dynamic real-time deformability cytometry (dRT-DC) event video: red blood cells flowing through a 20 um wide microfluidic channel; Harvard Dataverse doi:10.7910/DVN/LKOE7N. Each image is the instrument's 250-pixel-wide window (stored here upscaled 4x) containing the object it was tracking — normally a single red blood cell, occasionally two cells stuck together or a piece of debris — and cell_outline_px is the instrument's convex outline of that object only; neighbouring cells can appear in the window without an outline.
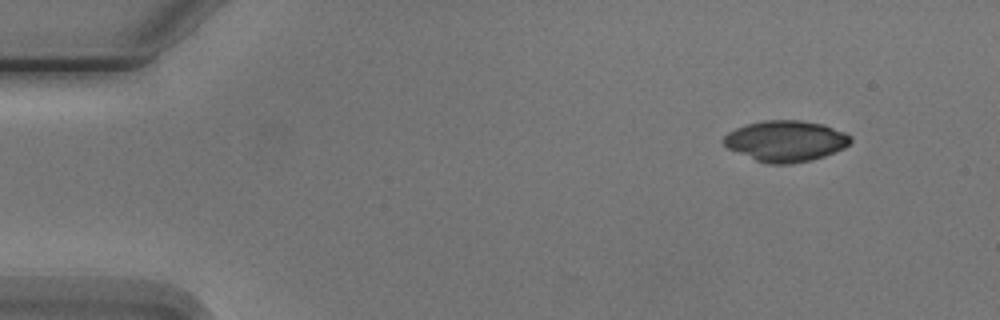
{"species": "Egyptian fruit bat (a non-hibernating species)", "species_latin": "Rousettus aegyptiacus", "temperature_condition": "cold", "stored_images_in_passage": 3, "camera_frame_rate_fps": 3000, "um_per_image_px": 0.085, "animal": {"sex": "male"}, "frame": {"image": 1, "passage_image": 1, "time_ms": 0.0, "image_size_px": [1000, 320], "cell_outline_px": [[852, 140], [844, 148], [824, 156], [792, 164], [768, 164], [756, 160], [728, 148], [720, 140], [728, 132], [736, 128], [748, 124], [764, 120], [800, 120], [824, 124], [844, 132], [852, 136]], "centroid_in_image_um": [66.78, 11.98], "position_along_channel_um": 18.2, "area_um2": 30.23}}
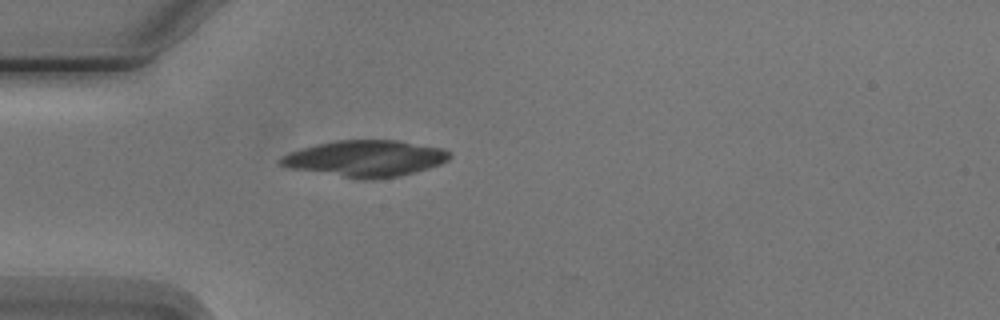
{"frame": {"image": 2, "passage_image": 3, "time_ms": 3.333, "image_size_px": [1000, 320], "cell_outline_px": [[452, 156], [448, 160], [440, 164], [428, 168], [400, 176], [372, 180], [360, 180], [292, 168], [280, 164], [276, 160], [280, 156], [288, 152], [336, 140], [396, 140], [440, 148], [448, 152]], "centroid_in_image_um": [31.04, 13.48], "position_along_channel_um": 54.0, "area_um2": 35.6}}